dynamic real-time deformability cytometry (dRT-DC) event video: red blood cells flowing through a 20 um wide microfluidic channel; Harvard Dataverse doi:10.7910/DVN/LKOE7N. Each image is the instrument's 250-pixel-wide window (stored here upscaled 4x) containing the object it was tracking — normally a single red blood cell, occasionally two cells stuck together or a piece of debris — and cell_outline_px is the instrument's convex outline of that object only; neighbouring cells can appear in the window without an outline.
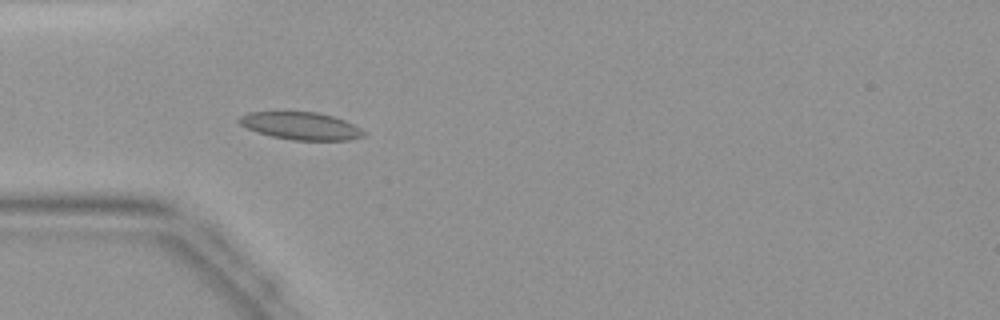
{"species": "common noctule bat (a hibernating species)", "species_latin": "Nyctalus noctula", "temperature_condition": "warm", "stored_images_in_passage": 29, "camera_frame_rate_fps": 3000, "um_per_image_px": 0.085, "animal": {"sex": "female", "body_mass_g": 19.9}, "frame": {"image": 1, "passage_image": 2, "time_ms": 0.333, "image_size_px": [1000, 320], "cell_outline_px": [[368, 132], [364, 136], [348, 140], [292, 140], [272, 136], [256, 132], [240, 124], [236, 120], [240, 116], [248, 112], [316, 112], [332, 116], [344, 120]], "centroid_in_image_um": [25.57, 10.7], "position_along_channel_um": 59.4, "area_um2": 19.94}}
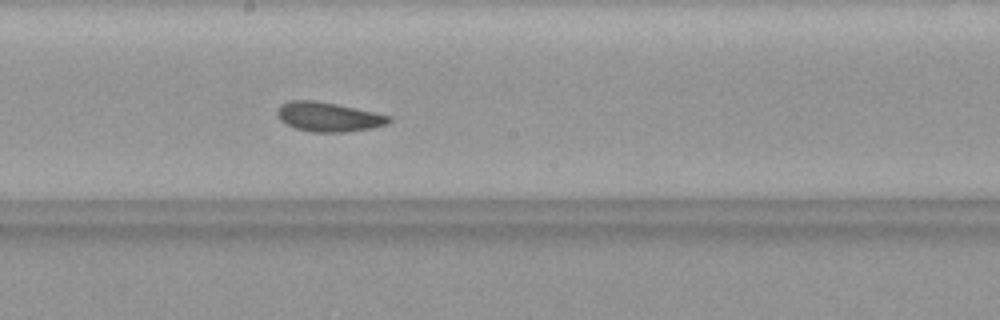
{"frame": {"image": 2, "passage_image": 13, "time_ms": 4.0, "image_size_px": [1000, 320], "cell_outline_px": [[392, 120], [388, 124], [372, 128], [344, 132], [312, 132], [296, 128], [284, 124], [276, 116], [276, 108], [280, 104], [288, 100], [312, 100], [336, 104], [392, 116]], "centroid_in_image_um": [27.87, 9.93], "position_along_channel_um": 220.3, "area_um2": 19.31}}
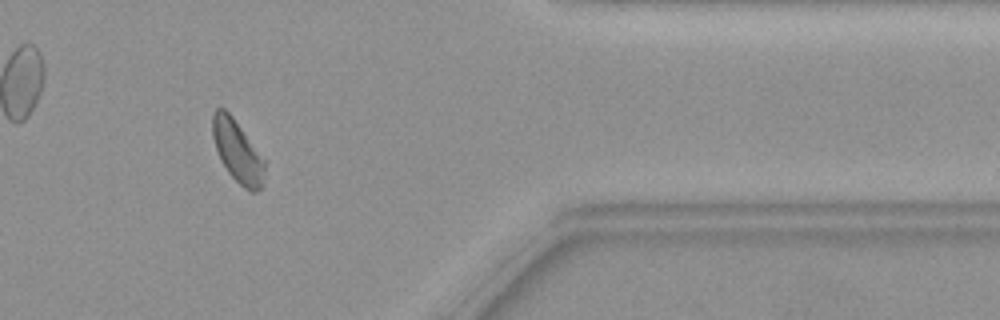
{"frame": {"image": 3, "passage_image": 26, "time_ms": 8.333, "image_size_px": [1000, 320], "cell_outline_px": [[264, 188], [256, 192], [248, 192], [228, 172], [220, 160], [212, 136], [212, 112], [216, 108], [224, 108], [232, 116], [264, 160]], "centroid_in_image_um": [20.17, 12.89], "position_along_channel_um": 391.2, "area_um2": 18.73}}